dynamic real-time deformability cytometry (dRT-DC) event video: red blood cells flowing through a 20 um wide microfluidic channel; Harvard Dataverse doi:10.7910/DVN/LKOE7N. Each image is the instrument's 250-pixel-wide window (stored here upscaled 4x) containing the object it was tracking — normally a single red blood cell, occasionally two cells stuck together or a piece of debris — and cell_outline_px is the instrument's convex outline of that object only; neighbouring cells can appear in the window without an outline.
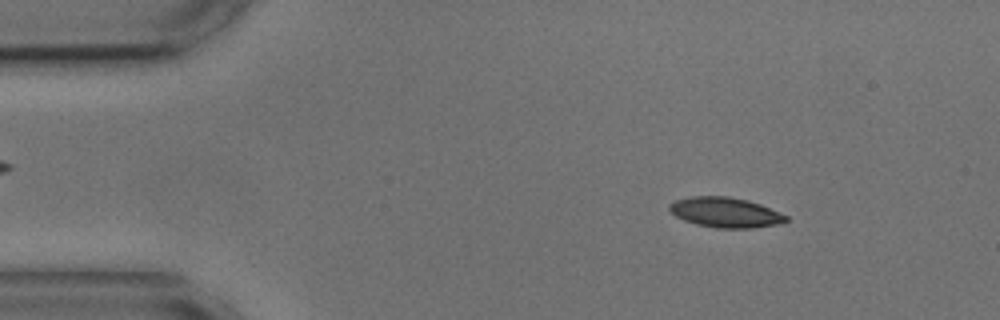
{"species": "common noctule bat (a hibernating species)", "species_latin": "Nyctalus noctula", "temperature_condition": "cold", "stored_images_in_passage": 3, "camera_frame_rate_fps": 3000, "um_per_image_px": 0.085, "animal": {"sex": "male", "body_mass_g": 17.9, "forearm_length_mm": 54.2}, "frame": {"image": 1, "passage_image": 1, "time_ms": 0.0, "image_size_px": [1000, 320], "cell_outline_px": [[788, 220], [776, 224], [752, 228], [716, 228], [696, 224], [684, 220], [676, 216], [668, 208], [668, 204], [676, 200], [692, 196], [728, 196], [748, 200], [760, 204], [788, 216]], "centroid_in_image_um": [61.64, 18.05], "position_along_channel_um": 23.4, "area_um2": 20.35}}